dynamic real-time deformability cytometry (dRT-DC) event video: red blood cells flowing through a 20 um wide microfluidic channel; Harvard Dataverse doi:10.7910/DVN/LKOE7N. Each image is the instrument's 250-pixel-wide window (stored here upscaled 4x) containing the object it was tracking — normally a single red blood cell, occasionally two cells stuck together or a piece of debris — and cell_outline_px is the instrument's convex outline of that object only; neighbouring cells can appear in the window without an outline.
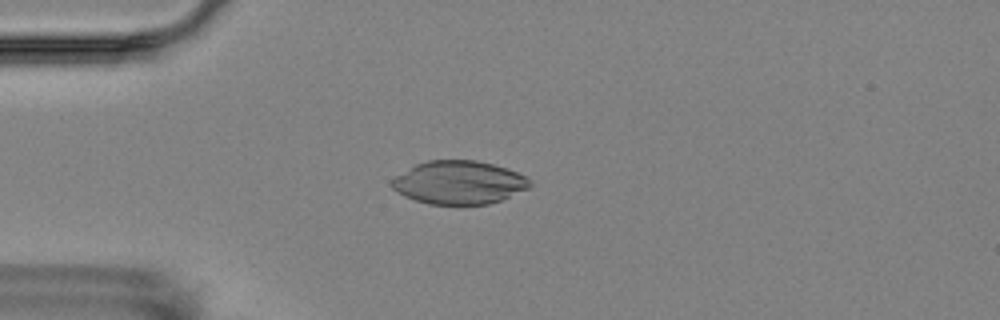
{"species": "Egyptian fruit bat (a non-hibernating species)", "species_latin": "Rousettus aegyptiacus", "temperature_condition": "room temperature", "stored_images_in_passage": 7, "camera_frame_rate_fps": 3000, "um_per_image_px": 0.085, "animal": {"sex": "female"}, "frame": {"image": 1, "passage_image": 5, "time_ms": 4.333, "image_size_px": [1000, 320], "cell_outline_px": [[532, 184], [528, 188], [500, 200], [488, 204], [428, 204], [404, 196], [392, 188], [392, 180], [396, 176], [416, 164], [428, 160], [476, 160], [508, 168], [532, 180]], "centroid_in_image_um": [39.02, 15.5], "position_along_channel_um": 46.0, "area_um2": 34.56}}